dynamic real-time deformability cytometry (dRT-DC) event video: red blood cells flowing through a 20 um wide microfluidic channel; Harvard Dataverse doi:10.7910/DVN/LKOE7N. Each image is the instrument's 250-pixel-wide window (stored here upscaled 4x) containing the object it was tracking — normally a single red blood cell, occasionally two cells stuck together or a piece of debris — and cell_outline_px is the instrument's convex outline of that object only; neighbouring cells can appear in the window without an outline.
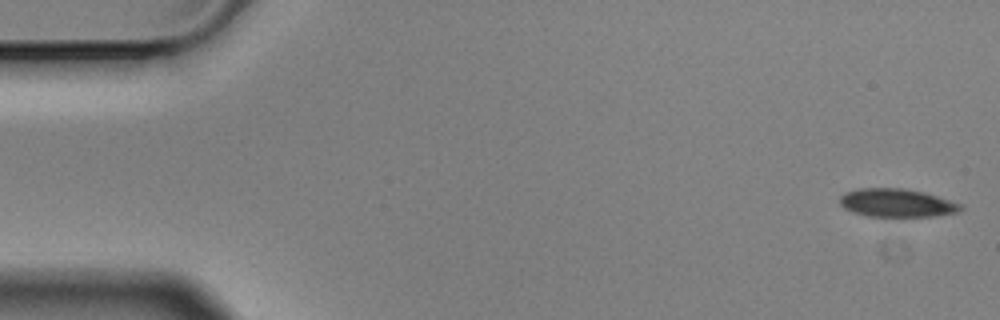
{"species": "Egyptian fruit bat (a non-hibernating species)", "species_latin": "Rousettus aegyptiacus", "temperature_condition": "cold", "stored_images_in_passage": 42, "camera_frame_rate_fps": 3000, "um_per_image_px": 0.085, "animal": {"sex": "male"}, "frame": {"image": 1, "passage_image": 1, "time_ms": 0.0, "image_size_px": [1000, 320], "cell_outline_px": [[964, 208], [960, 212], [936, 216], [868, 216], [852, 212], [844, 208], [840, 204], [840, 196], [844, 192], [860, 188], [900, 188], [924, 192], [964, 204]], "centroid_in_image_um": [76.26, 17.25], "position_along_channel_um": 8.7, "area_um2": 20.06}}
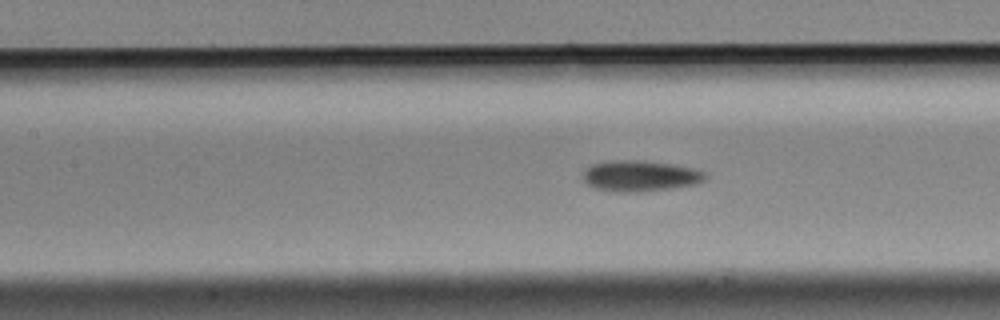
{"frame": {"image": 2, "passage_image": 24, "time_ms": 7.667, "image_size_px": [1000, 320], "cell_outline_px": [[708, 176], [704, 180], [696, 184], [672, 188], [640, 192], [612, 192], [596, 188], [588, 184], [584, 180], [584, 172], [592, 164], [616, 160], [644, 160], [672, 164], [696, 168], [708, 172]], "centroid_in_image_um": [54.49, 14.95], "position_along_channel_um": 152.9, "area_um2": 22.2}}
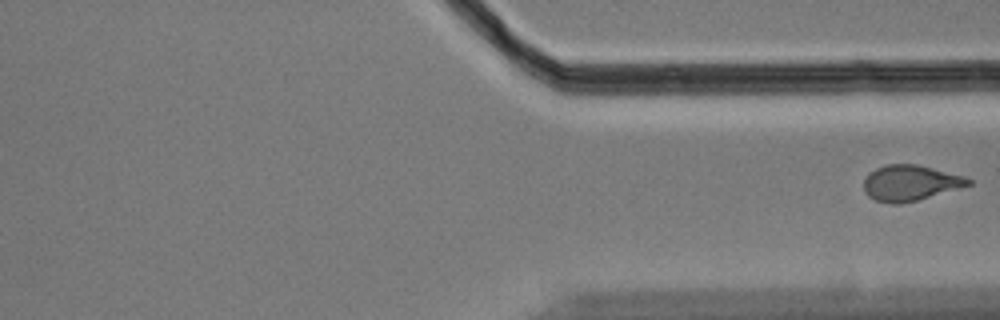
{"frame": {"image": 3, "passage_image": 42, "time_ms": 13.667, "image_size_px": [1000, 320], "cell_outline_px": [[972, 184], [916, 200], [896, 204], [892, 204], [876, 200], [868, 196], [864, 192], [864, 180], [868, 172], [876, 168], [888, 164], [916, 164], [964, 176], [972, 180]], "centroid_in_image_um": [77.33, 15.54], "position_along_channel_um": 334.1, "area_um2": 21.44}}